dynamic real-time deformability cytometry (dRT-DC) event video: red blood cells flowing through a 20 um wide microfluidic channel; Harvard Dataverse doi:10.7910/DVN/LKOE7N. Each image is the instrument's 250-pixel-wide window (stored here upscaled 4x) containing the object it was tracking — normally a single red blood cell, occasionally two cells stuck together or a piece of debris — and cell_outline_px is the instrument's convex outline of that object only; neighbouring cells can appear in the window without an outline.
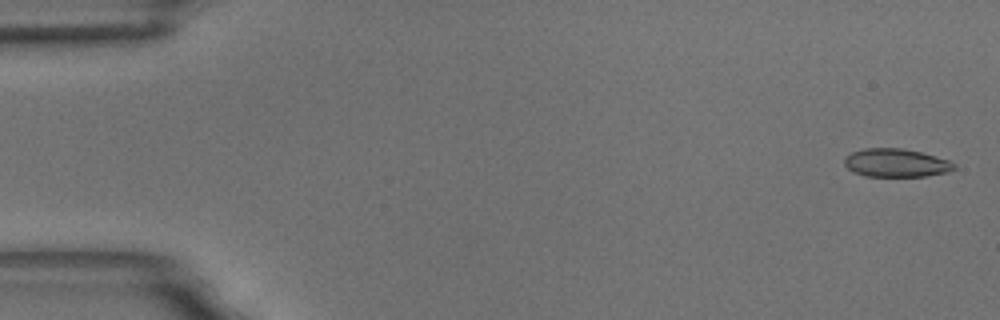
{"species": "common noctule bat (a hibernating species)", "species_latin": "Nyctalus noctula", "temperature_condition": "room temperature", "stored_images_in_passage": 59, "camera_frame_rate_fps": 3000, "um_per_image_px": 0.085, "animal": {"sex": "male", "body_mass_g": 18.8}, "frame": {"image": 1, "passage_image": 2, "time_ms": 0.333, "image_size_px": [1000, 320], "cell_outline_px": [[956, 168], [948, 172], [924, 176], [864, 176], [852, 172], [844, 164], [844, 160], [852, 152], [864, 148], [904, 148], [936, 156], [948, 160], [956, 164]], "centroid_in_image_um": [76.17, 13.84], "position_along_channel_um": 8.8, "area_um2": 18.09}}
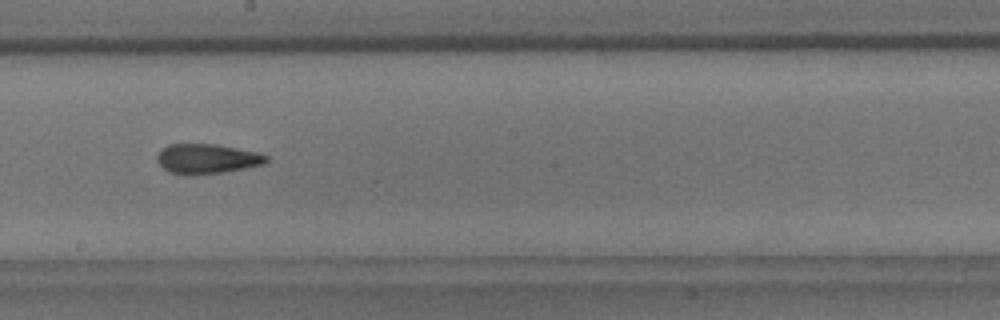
{"frame": {"image": 2, "passage_image": 33, "time_ms": 10.667, "image_size_px": [1000, 320], "cell_outline_px": [[268, 160], [264, 164], [224, 172], [192, 176], [188, 176], [168, 172], [156, 160], [156, 156], [168, 144], [216, 144], [256, 152], [268, 156]], "centroid_in_image_um": [17.57, 13.51], "position_along_channel_um": 230.6, "area_um2": 19.02}}
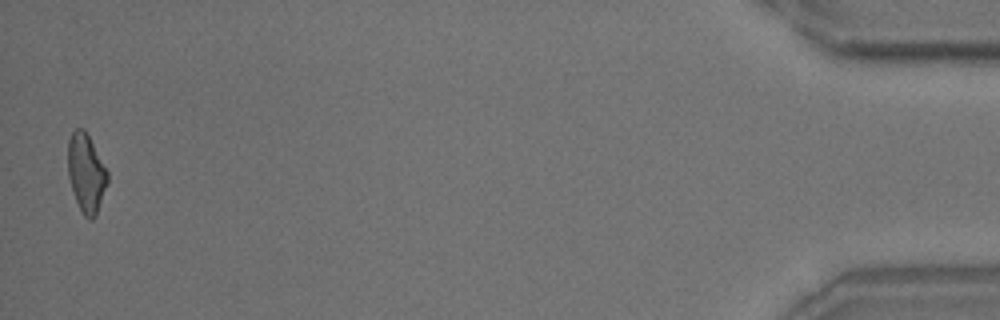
{"frame": {"image": 3, "passage_image": 58, "time_ms": 19.0, "image_size_px": [1000, 320], "cell_outline_px": [[108, 180], [96, 216], [92, 220], [88, 220], [80, 212], [72, 192], [68, 176], [68, 140], [72, 132], [76, 128], [84, 128], [108, 172]], "centroid_in_image_um": [7.3, 14.75], "position_along_channel_um": 427.9, "area_um2": 18.21}, "authors_computed_cell_mechanics": {"area_um2": 18.5538, "velocity_mm_per_s": 3.462, "shape_relaxation_time_tau1_ms": 6.4644, "shape_relaxation_time_tau2_ms": 1.8609, "deformation_change_tau1": 0.1536, "deformation_change_tau2": 0.0913}}